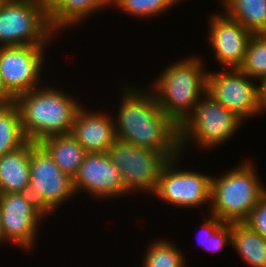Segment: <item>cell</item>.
I'll use <instances>...</instances> for the list:
<instances>
[{
    "label": "cell",
    "instance_id": "14",
    "mask_svg": "<svg viewBox=\"0 0 266 267\" xmlns=\"http://www.w3.org/2000/svg\"><path fill=\"white\" fill-rule=\"evenodd\" d=\"M76 196L89 193L94 199L121 198L125 191L121 174L107 153H87L73 177Z\"/></svg>",
    "mask_w": 266,
    "mask_h": 267
},
{
    "label": "cell",
    "instance_id": "5",
    "mask_svg": "<svg viewBox=\"0 0 266 267\" xmlns=\"http://www.w3.org/2000/svg\"><path fill=\"white\" fill-rule=\"evenodd\" d=\"M243 121L206 93L178 126L180 153L183 155L189 143L205 152L224 145L234 138Z\"/></svg>",
    "mask_w": 266,
    "mask_h": 267
},
{
    "label": "cell",
    "instance_id": "12",
    "mask_svg": "<svg viewBox=\"0 0 266 267\" xmlns=\"http://www.w3.org/2000/svg\"><path fill=\"white\" fill-rule=\"evenodd\" d=\"M0 215L4 243L32 252L36 247L38 230L48 216L27 192L0 193Z\"/></svg>",
    "mask_w": 266,
    "mask_h": 267
},
{
    "label": "cell",
    "instance_id": "20",
    "mask_svg": "<svg viewBox=\"0 0 266 267\" xmlns=\"http://www.w3.org/2000/svg\"><path fill=\"white\" fill-rule=\"evenodd\" d=\"M231 247L248 267H266V239L244 222L231 223Z\"/></svg>",
    "mask_w": 266,
    "mask_h": 267
},
{
    "label": "cell",
    "instance_id": "28",
    "mask_svg": "<svg viewBox=\"0 0 266 267\" xmlns=\"http://www.w3.org/2000/svg\"><path fill=\"white\" fill-rule=\"evenodd\" d=\"M258 92H259V102L263 109V112H266V76L261 78L258 81Z\"/></svg>",
    "mask_w": 266,
    "mask_h": 267
},
{
    "label": "cell",
    "instance_id": "4",
    "mask_svg": "<svg viewBox=\"0 0 266 267\" xmlns=\"http://www.w3.org/2000/svg\"><path fill=\"white\" fill-rule=\"evenodd\" d=\"M252 162L245 159L226 173L212 176L208 214L224 223H242L248 219L255 205L266 194V186Z\"/></svg>",
    "mask_w": 266,
    "mask_h": 267
},
{
    "label": "cell",
    "instance_id": "16",
    "mask_svg": "<svg viewBox=\"0 0 266 267\" xmlns=\"http://www.w3.org/2000/svg\"><path fill=\"white\" fill-rule=\"evenodd\" d=\"M31 141L0 156V193L27 192L30 182Z\"/></svg>",
    "mask_w": 266,
    "mask_h": 267
},
{
    "label": "cell",
    "instance_id": "25",
    "mask_svg": "<svg viewBox=\"0 0 266 267\" xmlns=\"http://www.w3.org/2000/svg\"><path fill=\"white\" fill-rule=\"evenodd\" d=\"M207 252H219L232 243L231 223H224L217 217L208 214Z\"/></svg>",
    "mask_w": 266,
    "mask_h": 267
},
{
    "label": "cell",
    "instance_id": "30",
    "mask_svg": "<svg viewBox=\"0 0 266 267\" xmlns=\"http://www.w3.org/2000/svg\"><path fill=\"white\" fill-rule=\"evenodd\" d=\"M14 102V98L6 91L0 77V105H6Z\"/></svg>",
    "mask_w": 266,
    "mask_h": 267
},
{
    "label": "cell",
    "instance_id": "6",
    "mask_svg": "<svg viewBox=\"0 0 266 267\" xmlns=\"http://www.w3.org/2000/svg\"><path fill=\"white\" fill-rule=\"evenodd\" d=\"M55 35L37 0H3L0 4V46L50 45Z\"/></svg>",
    "mask_w": 266,
    "mask_h": 267
},
{
    "label": "cell",
    "instance_id": "7",
    "mask_svg": "<svg viewBox=\"0 0 266 267\" xmlns=\"http://www.w3.org/2000/svg\"><path fill=\"white\" fill-rule=\"evenodd\" d=\"M107 154L118 168L125 191L130 195L141 191L153 195L163 167L179 154H162L116 139Z\"/></svg>",
    "mask_w": 266,
    "mask_h": 267
},
{
    "label": "cell",
    "instance_id": "21",
    "mask_svg": "<svg viewBox=\"0 0 266 267\" xmlns=\"http://www.w3.org/2000/svg\"><path fill=\"white\" fill-rule=\"evenodd\" d=\"M27 141L17 105L14 102L0 105V156L13 152Z\"/></svg>",
    "mask_w": 266,
    "mask_h": 267
},
{
    "label": "cell",
    "instance_id": "23",
    "mask_svg": "<svg viewBox=\"0 0 266 267\" xmlns=\"http://www.w3.org/2000/svg\"><path fill=\"white\" fill-rule=\"evenodd\" d=\"M182 0H111L113 9H119L135 18L150 19L165 15L170 8L178 5ZM164 13V14H163Z\"/></svg>",
    "mask_w": 266,
    "mask_h": 267
},
{
    "label": "cell",
    "instance_id": "31",
    "mask_svg": "<svg viewBox=\"0 0 266 267\" xmlns=\"http://www.w3.org/2000/svg\"><path fill=\"white\" fill-rule=\"evenodd\" d=\"M4 243V236H3V228H2V221H1V215H0V244Z\"/></svg>",
    "mask_w": 266,
    "mask_h": 267
},
{
    "label": "cell",
    "instance_id": "19",
    "mask_svg": "<svg viewBox=\"0 0 266 267\" xmlns=\"http://www.w3.org/2000/svg\"><path fill=\"white\" fill-rule=\"evenodd\" d=\"M219 8L252 34H266V0H218Z\"/></svg>",
    "mask_w": 266,
    "mask_h": 267
},
{
    "label": "cell",
    "instance_id": "26",
    "mask_svg": "<svg viewBox=\"0 0 266 267\" xmlns=\"http://www.w3.org/2000/svg\"><path fill=\"white\" fill-rule=\"evenodd\" d=\"M244 223L266 239V194L258 201Z\"/></svg>",
    "mask_w": 266,
    "mask_h": 267
},
{
    "label": "cell",
    "instance_id": "29",
    "mask_svg": "<svg viewBox=\"0 0 266 267\" xmlns=\"http://www.w3.org/2000/svg\"><path fill=\"white\" fill-rule=\"evenodd\" d=\"M49 16L64 0H37Z\"/></svg>",
    "mask_w": 266,
    "mask_h": 267
},
{
    "label": "cell",
    "instance_id": "17",
    "mask_svg": "<svg viewBox=\"0 0 266 267\" xmlns=\"http://www.w3.org/2000/svg\"><path fill=\"white\" fill-rule=\"evenodd\" d=\"M106 7L111 8V0H64L49 16L51 29L57 34L69 27L82 25L87 18L98 14Z\"/></svg>",
    "mask_w": 266,
    "mask_h": 267
},
{
    "label": "cell",
    "instance_id": "22",
    "mask_svg": "<svg viewBox=\"0 0 266 267\" xmlns=\"http://www.w3.org/2000/svg\"><path fill=\"white\" fill-rule=\"evenodd\" d=\"M141 267H187L186 257L180 248L167 238L155 239L144 251Z\"/></svg>",
    "mask_w": 266,
    "mask_h": 267
},
{
    "label": "cell",
    "instance_id": "3",
    "mask_svg": "<svg viewBox=\"0 0 266 267\" xmlns=\"http://www.w3.org/2000/svg\"><path fill=\"white\" fill-rule=\"evenodd\" d=\"M202 59V60H201ZM204 58L187 56L169 64L149 90L160 109L179 126L207 93V72Z\"/></svg>",
    "mask_w": 266,
    "mask_h": 267
},
{
    "label": "cell",
    "instance_id": "27",
    "mask_svg": "<svg viewBox=\"0 0 266 267\" xmlns=\"http://www.w3.org/2000/svg\"><path fill=\"white\" fill-rule=\"evenodd\" d=\"M203 224L201 225V230L199 234V239H198V245L200 244L201 248L207 250V242H208V215H203ZM198 235V234H197Z\"/></svg>",
    "mask_w": 266,
    "mask_h": 267
},
{
    "label": "cell",
    "instance_id": "10",
    "mask_svg": "<svg viewBox=\"0 0 266 267\" xmlns=\"http://www.w3.org/2000/svg\"><path fill=\"white\" fill-rule=\"evenodd\" d=\"M240 69L207 72V94L245 120L261 116L258 82Z\"/></svg>",
    "mask_w": 266,
    "mask_h": 267
},
{
    "label": "cell",
    "instance_id": "11",
    "mask_svg": "<svg viewBox=\"0 0 266 267\" xmlns=\"http://www.w3.org/2000/svg\"><path fill=\"white\" fill-rule=\"evenodd\" d=\"M47 46L50 47L49 45L0 46L1 81L14 99L45 82L42 80V75Z\"/></svg>",
    "mask_w": 266,
    "mask_h": 267
},
{
    "label": "cell",
    "instance_id": "15",
    "mask_svg": "<svg viewBox=\"0 0 266 267\" xmlns=\"http://www.w3.org/2000/svg\"><path fill=\"white\" fill-rule=\"evenodd\" d=\"M82 105L77 111L71 135L86 153H107L116 140L113 115Z\"/></svg>",
    "mask_w": 266,
    "mask_h": 267
},
{
    "label": "cell",
    "instance_id": "2",
    "mask_svg": "<svg viewBox=\"0 0 266 267\" xmlns=\"http://www.w3.org/2000/svg\"><path fill=\"white\" fill-rule=\"evenodd\" d=\"M46 86V87H45ZM14 99L27 140L39 143L55 135L70 134L79 108L84 104L60 87L45 83Z\"/></svg>",
    "mask_w": 266,
    "mask_h": 267
},
{
    "label": "cell",
    "instance_id": "8",
    "mask_svg": "<svg viewBox=\"0 0 266 267\" xmlns=\"http://www.w3.org/2000/svg\"><path fill=\"white\" fill-rule=\"evenodd\" d=\"M27 194L47 216L56 213L71 198L77 197L73 179L58 167L40 143L32 141Z\"/></svg>",
    "mask_w": 266,
    "mask_h": 267
},
{
    "label": "cell",
    "instance_id": "18",
    "mask_svg": "<svg viewBox=\"0 0 266 267\" xmlns=\"http://www.w3.org/2000/svg\"><path fill=\"white\" fill-rule=\"evenodd\" d=\"M58 167L72 179L86 156L85 149L71 134L55 135L39 142Z\"/></svg>",
    "mask_w": 266,
    "mask_h": 267
},
{
    "label": "cell",
    "instance_id": "13",
    "mask_svg": "<svg viewBox=\"0 0 266 267\" xmlns=\"http://www.w3.org/2000/svg\"><path fill=\"white\" fill-rule=\"evenodd\" d=\"M219 12V13H218ZM209 15L207 42L221 69H239L252 33L222 10Z\"/></svg>",
    "mask_w": 266,
    "mask_h": 267
},
{
    "label": "cell",
    "instance_id": "9",
    "mask_svg": "<svg viewBox=\"0 0 266 267\" xmlns=\"http://www.w3.org/2000/svg\"><path fill=\"white\" fill-rule=\"evenodd\" d=\"M181 157L179 154L163 167L152 196L180 209H199L203 204H209L210 208L212 175L192 169L181 170Z\"/></svg>",
    "mask_w": 266,
    "mask_h": 267
},
{
    "label": "cell",
    "instance_id": "24",
    "mask_svg": "<svg viewBox=\"0 0 266 267\" xmlns=\"http://www.w3.org/2000/svg\"><path fill=\"white\" fill-rule=\"evenodd\" d=\"M239 69L257 82L266 76V34L252 35Z\"/></svg>",
    "mask_w": 266,
    "mask_h": 267
},
{
    "label": "cell",
    "instance_id": "1",
    "mask_svg": "<svg viewBox=\"0 0 266 267\" xmlns=\"http://www.w3.org/2000/svg\"><path fill=\"white\" fill-rule=\"evenodd\" d=\"M120 91L113 113L116 139L162 154H181L178 126L160 109L154 93L124 83Z\"/></svg>",
    "mask_w": 266,
    "mask_h": 267
}]
</instances>
